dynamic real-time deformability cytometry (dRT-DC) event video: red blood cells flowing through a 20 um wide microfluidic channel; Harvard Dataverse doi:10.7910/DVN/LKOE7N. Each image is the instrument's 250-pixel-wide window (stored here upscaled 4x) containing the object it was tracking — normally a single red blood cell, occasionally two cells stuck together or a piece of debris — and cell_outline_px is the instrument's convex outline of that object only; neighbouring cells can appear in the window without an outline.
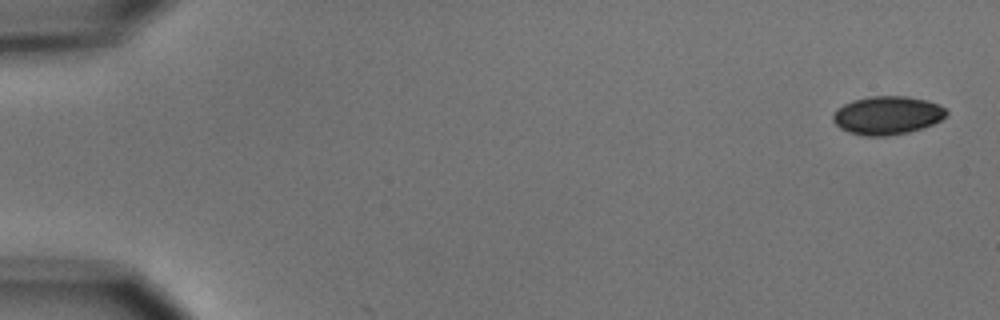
{"species": "common noctule bat (a hibernating species)", "species_latin": "Nyctalus noctula", "temperature_condition": "cold", "stored_images_in_passage": 5, "camera_frame_rate_fps": 3000, "um_per_image_px": 0.085, "animal": {"sex": "male", "body_mass_g": 15.6}, "frame": {"image": 1, "passage_image": 1, "time_ms": 0.0, "image_size_px": [1000, 320], "cell_outline_px": [[948, 116], [932, 124], [908, 132], [884, 136], [864, 136], [848, 132], [840, 128], [832, 120], [832, 116], [836, 108], [852, 100], [868, 96], [904, 96], [928, 100], [940, 104], [948, 112]], "centroid_in_image_um": [75.41, 9.79], "position_along_channel_um": 9.6, "area_um2": 25.49}}
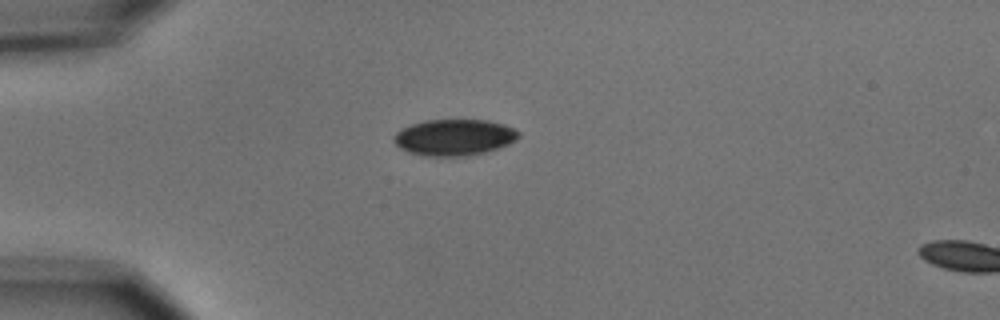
{"frame": {"image": 2, "passage_image": 4, "time_ms": 4.333, "image_size_px": [1000, 320], "cell_outline_px": [[520, 136], [516, 140], [508, 144], [484, 152], [468, 156], [424, 156], [408, 152], [400, 148], [392, 140], [392, 136], [400, 128], [424, 120], [488, 120], [504, 124], [516, 128], [520, 132]], "centroid_in_image_um": [38.59, 11.67], "position_along_channel_um": 46.4, "area_um2": 26.65}}